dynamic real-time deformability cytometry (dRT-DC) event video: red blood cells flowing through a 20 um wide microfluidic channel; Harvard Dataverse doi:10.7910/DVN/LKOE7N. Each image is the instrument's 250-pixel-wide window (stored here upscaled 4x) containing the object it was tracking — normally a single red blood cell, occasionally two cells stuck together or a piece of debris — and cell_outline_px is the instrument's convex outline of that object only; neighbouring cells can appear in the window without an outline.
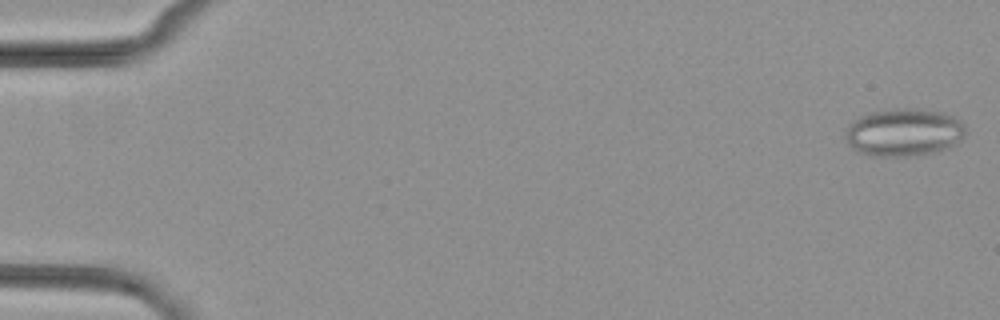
{"species": "common noctule bat (a hibernating species)", "species_latin": "Nyctalus noctula", "temperature_condition": "cold", "stored_images_in_passage": 2, "camera_frame_rate_fps": 3000, "um_per_image_px": 0.085, "animal": {"sex": "female", "body_mass_g": 29.2, "forearm_length_mm": 56.3}, "frame": {"image": 1, "passage_image": 1, "time_ms": 0.0, "image_size_px": [1000, 320], "cell_outline_px": [[964, 136], [960, 140], [948, 148], [936, 152], [908, 156], [872, 156], [860, 152], [852, 148], [848, 144], [844, 136], [844, 132], [848, 124], [860, 116], [872, 112], [896, 108], [916, 108], [944, 112], [960, 120], [964, 124]], "centroid_in_image_um": [76.81, 11.24], "position_along_channel_um": 8.2, "area_um2": 33.64}}